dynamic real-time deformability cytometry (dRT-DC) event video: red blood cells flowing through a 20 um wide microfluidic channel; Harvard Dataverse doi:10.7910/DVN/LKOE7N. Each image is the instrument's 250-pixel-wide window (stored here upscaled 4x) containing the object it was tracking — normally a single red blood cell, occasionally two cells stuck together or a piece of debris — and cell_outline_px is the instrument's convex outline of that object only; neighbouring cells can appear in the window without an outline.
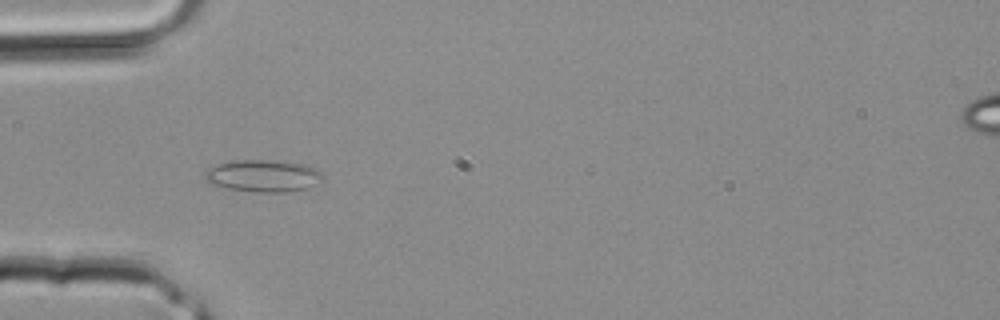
{"species": "common noctule bat (a hibernating species)", "species_latin": "Nyctalus noctula", "temperature_condition": "room temperature", "stored_images_in_passage": 2, "camera_frame_rate_fps": 3000, "um_per_image_px": 0.085, "animal": {"sex": "male", "body_mass_g": 20.4}, "frame": {"image": 1, "passage_image": 2, "time_ms": 0.333, "image_size_px": [1000, 320], "cell_outline_px": [[324, 176], [320, 180], [308, 188], [288, 192], [256, 192], [228, 188], [212, 184], [204, 176], [204, 172], [208, 168], [216, 164], [232, 160], [280, 160], [308, 164], [316, 168]], "centroid_in_image_um": [22.39, 14.92], "position_along_channel_um": 62.6, "area_um2": 22.25}}